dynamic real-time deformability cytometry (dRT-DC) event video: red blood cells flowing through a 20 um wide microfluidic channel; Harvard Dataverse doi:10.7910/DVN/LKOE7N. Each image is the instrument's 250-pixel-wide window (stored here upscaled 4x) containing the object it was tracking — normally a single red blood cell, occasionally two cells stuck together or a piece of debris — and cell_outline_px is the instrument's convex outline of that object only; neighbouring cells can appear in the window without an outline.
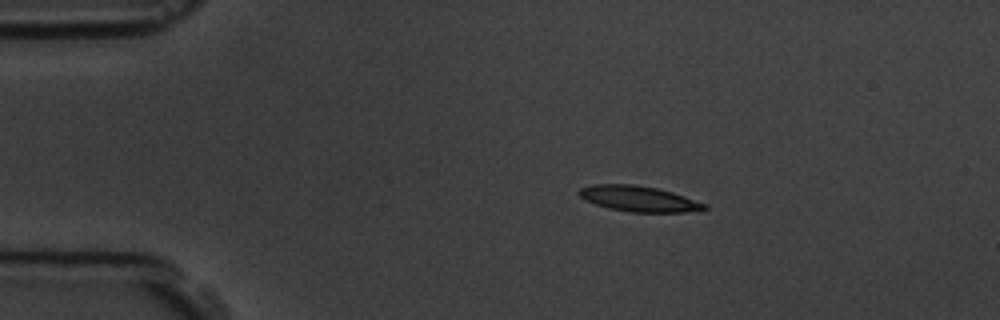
{"species": "common noctule bat (a hibernating species)", "species_latin": "Nyctalus noctula", "temperature_condition": "room temperature", "stored_images_in_passage": 6, "camera_frame_rate_fps": 3000, "um_per_image_px": 0.085, "animal": {"sex": "male", "body_mass_g": 19.5, "forearm_length_mm": 54.6}, "frame": {"image": 1, "passage_image": 3, "time_ms": 2.333, "image_size_px": [1000, 320], "cell_outline_px": [[708, 208], [684, 212], [632, 212], [608, 208], [596, 204], [580, 196], [576, 192], [580, 188], [592, 184], [632, 184], [660, 188], [708, 204]], "centroid_in_image_um": [54.3, 16.88], "position_along_channel_um": 30.7, "area_um2": 18.67}}
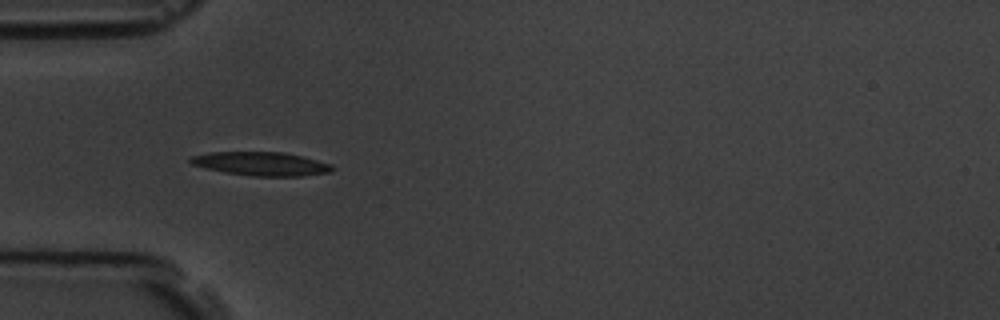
{"frame": {"image": 2, "passage_image": 5, "time_ms": 4.667, "image_size_px": [1000, 320], "cell_outline_px": [[332, 168], [328, 172], [300, 176], [252, 176], [224, 172], [192, 164], [188, 160], [192, 156], [208, 152], [284, 152], [332, 164]], "centroid_in_image_um": [22.16, 13.91], "position_along_channel_um": 62.8, "area_um2": 19.25}}
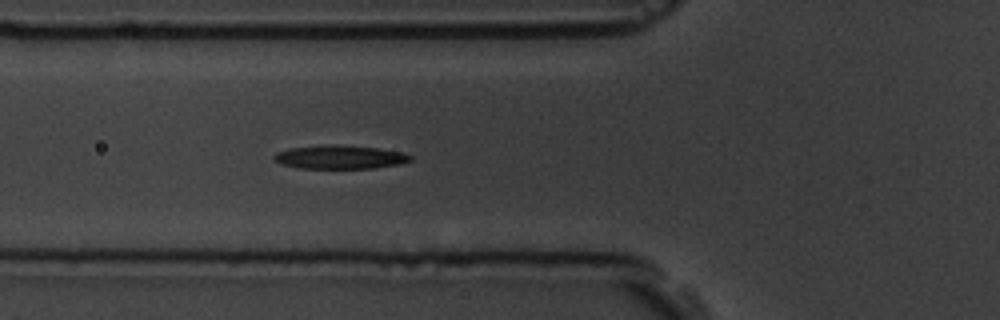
{"frame": {"image": 3, "passage_image": 6, "time_ms": 5.667, "image_size_px": [1000, 320], "cell_outline_px": [[412, 160], [400, 164], [376, 168], [296, 168], [280, 164], [272, 160], [272, 156], [276, 152], [288, 148], [332, 144], [340, 144], [380, 148], [404, 152], [412, 156]], "centroid_in_image_um": [28.87, 13.34], "position_along_channel_um": 96.9, "area_um2": 19.19}}